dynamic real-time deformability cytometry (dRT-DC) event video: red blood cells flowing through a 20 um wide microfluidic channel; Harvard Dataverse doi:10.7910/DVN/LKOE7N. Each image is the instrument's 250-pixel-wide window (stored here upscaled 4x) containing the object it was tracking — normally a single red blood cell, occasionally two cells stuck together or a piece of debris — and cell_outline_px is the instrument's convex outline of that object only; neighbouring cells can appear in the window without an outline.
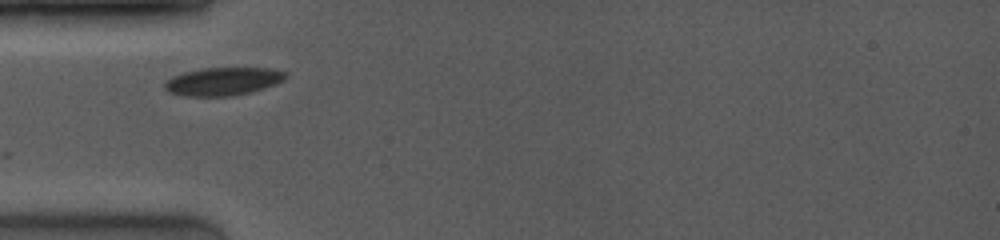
{"species": "common noctule bat (a hibernating species)", "species_latin": "Nyctalus noctula", "temperature_condition": "room temperature", "stored_images_in_passage": 6, "camera_frame_rate_fps": 4000, "um_per_image_px": 0.085, "animal": {"sex": "female", "body_mass_g": 19.0, "forearm_length_mm": 53.3}, "frame": {"image": 1, "passage_image": 1, "time_ms": 0.0, "image_size_px": [1000, 240], "cell_outline_px": [[288, 76], [284, 80], [276, 84], [252, 92], [232, 96], [184, 96], [168, 92], [164, 88], [164, 80], [172, 76], [184, 72], [200, 68], [272, 68], [288, 72]], "centroid_in_image_um": [18.96, 6.91], "position_along_channel_um": 66.0, "area_um2": 20.11}}
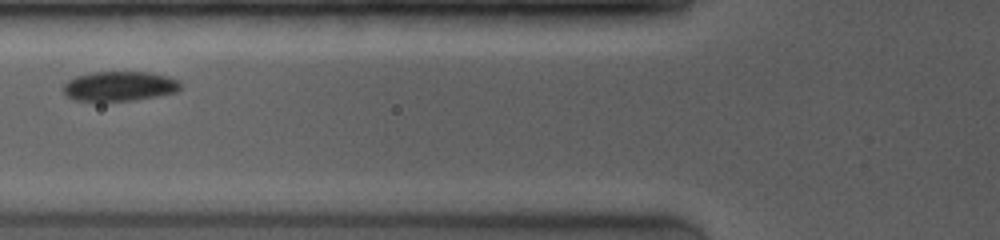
{"frame": {"image": 2, "passage_image": 3, "time_ms": 1.25, "image_size_px": [1000, 240], "cell_outline_px": [[180, 88], [176, 92], [136, 100], [72, 100], [64, 92], [64, 84], [68, 80], [76, 76], [92, 72], [148, 72], [168, 76], [180, 80]], "centroid_in_image_um": [10.18, 7.31], "position_along_channel_um": 115.6, "area_um2": 20.11}}